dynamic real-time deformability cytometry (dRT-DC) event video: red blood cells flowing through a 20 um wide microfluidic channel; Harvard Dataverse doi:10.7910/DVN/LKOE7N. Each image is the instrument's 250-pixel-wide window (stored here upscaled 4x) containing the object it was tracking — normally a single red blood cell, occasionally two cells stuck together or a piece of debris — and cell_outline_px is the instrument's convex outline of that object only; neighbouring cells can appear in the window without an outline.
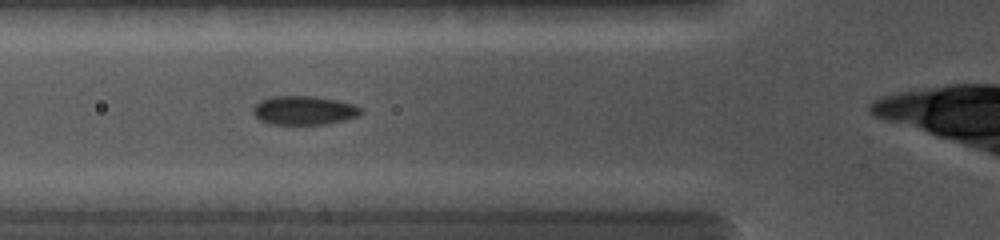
{"species": "common noctule bat (a hibernating species)", "species_latin": "Nyctalus noctula", "temperature_condition": "cold", "stored_images_in_passage": 21, "camera_frame_rate_fps": 5000, "um_per_image_px": 0.085, "animal": {"sex": "female", "body_mass_g": 19.0, "forearm_length_mm": 56.7}, "frame": {"image": 1, "passage_image": 3, "time_ms": 0.6, "image_size_px": [1000, 240], "cell_outline_px": [[364, 112], [360, 116], [328, 124], [268, 124], [260, 120], [252, 112], [252, 108], [260, 100], [272, 96], [316, 96], [336, 100], [352, 104], [364, 108]], "centroid_in_image_um": [25.87, 9.38], "position_along_channel_um": 99.9, "area_um2": 18.38}}
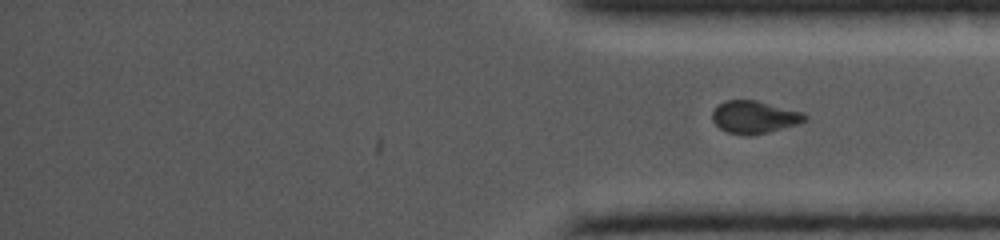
{"frame": {"image": 2, "passage_image": 21, "time_ms": 6.6, "image_size_px": [1000, 240], "cell_outline_px": [[808, 116], [804, 120], [796, 124], [768, 132], [748, 136], [728, 132], [720, 128], [712, 120], [712, 112], [724, 100], [756, 100], [800, 112]], "centroid_in_image_um": [64.07, 9.95], "position_along_channel_um": 371.1, "area_um2": 17.17}}